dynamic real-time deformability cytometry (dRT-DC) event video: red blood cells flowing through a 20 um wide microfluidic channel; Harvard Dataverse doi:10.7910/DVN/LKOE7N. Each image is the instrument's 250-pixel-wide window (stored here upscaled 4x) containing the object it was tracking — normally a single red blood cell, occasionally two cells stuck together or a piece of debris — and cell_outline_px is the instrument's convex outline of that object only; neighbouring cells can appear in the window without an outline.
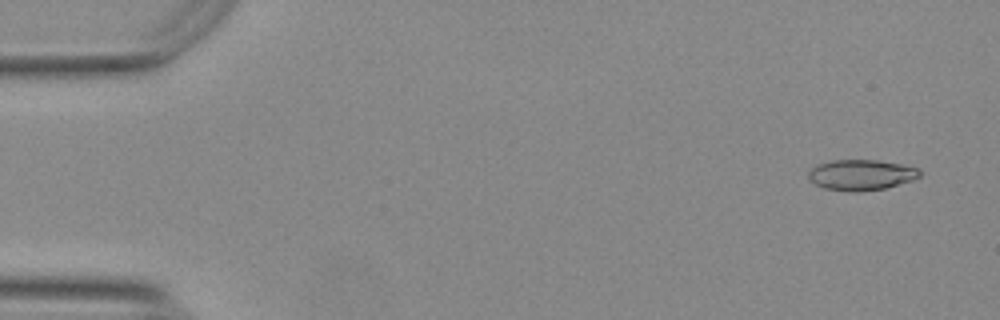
{"species": "Egyptian fruit bat (a non-hibernating species)", "species_latin": "Rousettus aegyptiacus", "temperature_condition": "warm", "stored_images_in_passage": 13, "camera_frame_rate_fps": 3000, "um_per_image_px": 0.085, "animal": {"sex": "female"}, "frame": {"image": 1, "passage_image": 3, "time_ms": 0.667, "image_size_px": [1000, 320], "cell_outline_px": [[920, 176], [912, 180], [884, 188], [860, 192], [848, 192], [824, 188], [816, 184], [808, 176], [808, 172], [816, 164], [832, 160], [876, 160], [900, 164], [920, 168]], "centroid_in_image_um": [73.19, 14.86], "position_along_channel_um": 11.8, "area_um2": 19.83}}